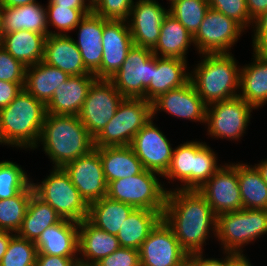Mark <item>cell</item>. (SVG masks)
<instances>
[{"instance_id":"obj_1","label":"cell","mask_w":267,"mask_h":266,"mask_svg":"<svg viewBox=\"0 0 267 266\" xmlns=\"http://www.w3.org/2000/svg\"><path fill=\"white\" fill-rule=\"evenodd\" d=\"M162 219L188 255L202 253L206 240L216 236V216L198 190L171 188L167 192Z\"/></svg>"},{"instance_id":"obj_2","label":"cell","mask_w":267,"mask_h":266,"mask_svg":"<svg viewBox=\"0 0 267 266\" xmlns=\"http://www.w3.org/2000/svg\"><path fill=\"white\" fill-rule=\"evenodd\" d=\"M52 162L53 168H63L67 163L90 152L94 138L78 116L46 113L37 146Z\"/></svg>"},{"instance_id":"obj_3","label":"cell","mask_w":267,"mask_h":266,"mask_svg":"<svg viewBox=\"0 0 267 266\" xmlns=\"http://www.w3.org/2000/svg\"><path fill=\"white\" fill-rule=\"evenodd\" d=\"M46 105L23 89L0 109V137L6 146L33 150L39 141Z\"/></svg>"},{"instance_id":"obj_4","label":"cell","mask_w":267,"mask_h":266,"mask_svg":"<svg viewBox=\"0 0 267 266\" xmlns=\"http://www.w3.org/2000/svg\"><path fill=\"white\" fill-rule=\"evenodd\" d=\"M202 56V57H201ZM190 81L208 106L239 95L240 65L232 53L203 54Z\"/></svg>"},{"instance_id":"obj_5","label":"cell","mask_w":267,"mask_h":266,"mask_svg":"<svg viewBox=\"0 0 267 266\" xmlns=\"http://www.w3.org/2000/svg\"><path fill=\"white\" fill-rule=\"evenodd\" d=\"M218 155L205 142L186 141L173 149L170 166L163 175L173 183L180 181L182 190H199L222 166Z\"/></svg>"},{"instance_id":"obj_6","label":"cell","mask_w":267,"mask_h":266,"mask_svg":"<svg viewBox=\"0 0 267 266\" xmlns=\"http://www.w3.org/2000/svg\"><path fill=\"white\" fill-rule=\"evenodd\" d=\"M267 235V210L242 209L216 217V238L222 252H231L247 258L243 248Z\"/></svg>"},{"instance_id":"obj_7","label":"cell","mask_w":267,"mask_h":266,"mask_svg":"<svg viewBox=\"0 0 267 266\" xmlns=\"http://www.w3.org/2000/svg\"><path fill=\"white\" fill-rule=\"evenodd\" d=\"M159 173L144 170L138 175L111 181L107 185V197L133 206L135 209L164 211L167 192Z\"/></svg>"},{"instance_id":"obj_8","label":"cell","mask_w":267,"mask_h":266,"mask_svg":"<svg viewBox=\"0 0 267 266\" xmlns=\"http://www.w3.org/2000/svg\"><path fill=\"white\" fill-rule=\"evenodd\" d=\"M152 117L151 102L143 98H123L114 117L94 138V147L130 146L137 132Z\"/></svg>"},{"instance_id":"obj_9","label":"cell","mask_w":267,"mask_h":266,"mask_svg":"<svg viewBox=\"0 0 267 266\" xmlns=\"http://www.w3.org/2000/svg\"><path fill=\"white\" fill-rule=\"evenodd\" d=\"M32 185L34 193L48 203L62 219L77 223L87 219L89 205L63 168L52 167V171L43 181H32Z\"/></svg>"},{"instance_id":"obj_10","label":"cell","mask_w":267,"mask_h":266,"mask_svg":"<svg viewBox=\"0 0 267 266\" xmlns=\"http://www.w3.org/2000/svg\"><path fill=\"white\" fill-rule=\"evenodd\" d=\"M254 107L239 95L207 106V134L217 139L239 141L246 134ZM207 124V125H206Z\"/></svg>"},{"instance_id":"obj_11","label":"cell","mask_w":267,"mask_h":266,"mask_svg":"<svg viewBox=\"0 0 267 266\" xmlns=\"http://www.w3.org/2000/svg\"><path fill=\"white\" fill-rule=\"evenodd\" d=\"M245 29L234 19L214 9L206 12L199 29L193 35L197 54H229Z\"/></svg>"},{"instance_id":"obj_12","label":"cell","mask_w":267,"mask_h":266,"mask_svg":"<svg viewBox=\"0 0 267 266\" xmlns=\"http://www.w3.org/2000/svg\"><path fill=\"white\" fill-rule=\"evenodd\" d=\"M154 70V54L151 49L133 45L121 68L110 80L124 98H143L150 85Z\"/></svg>"},{"instance_id":"obj_13","label":"cell","mask_w":267,"mask_h":266,"mask_svg":"<svg viewBox=\"0 0 267 266\" xmlns=\"http://www.w3.org/2000/svg\"><path fill=\"white\" fill-rule=\"evenodd\" d=\"M123 98L110 79L96 78L94 80L78 115L93 138L114 117Z\"/></svg>"},{"instance_id":"obj_14","label":"cell","mask_w":267,"mask_h":266,"mask_svg":"<svg viewBox=\"0 0 267 266\" xmlns=\"http://www.w3.org/2000/svg\"><path fill=\"white\" fill-rule=\"evenodd\" d=\"M139 257L141 266H184L188 263V254L163 219L142 243Z\"/></svg>"},{"instance_id":"obj_15","label":"cell","mask_w":267,"mask_h":266,"mask_svg":"<svg viewBox=\"0 0 267 266\" xmlns=\"http://www.w3.org/2000/svg\"><path fill=\"white\" fill-rule=\"evenodd\" d=\"M207 200L216 217L243 209L237 162L222 167L198 190Z\"/></svg>"},{"instance_id":"obj_16","label":"cell","mask_w":267,"mask_h":266,"mask_svg":"<svg viewBox=\"0 0 267 266\" xmlns=\"http://www.w3.org/2000/svg\"><path fill=\"white\" fill-rule=\"evenodd\" d=\"M154 118L134 136L130 147L142 162L145 170L164 175L173 156V149L166 135L154 124Z\"/></svg>"},{"instance_id":"obj_17","label":"cell","mask_w":267,"mask_h":266,"mask_svg":"<svg viewBox=\"0 0 267 266\" xmlns=\"http://www.w3.org/2000/svg\"><path fill=\"white\" fill-rule=\"evenodd\" d=\"M73 185L89 205L107 195V182L99 156V147L63 167Z\"/></svg>"},{"instance_id":"obj_18","label":"cell","mask_w":267,"mask_h":266,"mask_svg":"<svg viewBox=\"0 0 267 266\" xmlns=\"http://www.w3.org/2000/svg\"><path fill=\"white\" fill-rule=\"evenodd\" d=\"M169 9L156 0H135L127 20L134 45L153 49Z\"/></svg>"},{"instance_id":"obj_19","label":"cell","mask_w":267,"mask_h":266,"mask_svg":"<svg viewBox=\"0 0 267 266\" xmlns=\"http://www.w3.org/2000/svg\"><path fill=\"white\" fill-rule=\"evenodd\" d=\"M207 105L189 81L182 87L161 94L152 102L153 118L161 111L178 119L205 124Z\"/></svg>"},{"instance_id":"obj_20","label":"cell","mask_w":267,"mask_h":266,"mask_svg":"<svg viewBox=\"0 0 267 266\" xmlns=\"http://www.w3.org/2000/svg\"><path fill=\"white\" fill-rule=\"evenodd\" d=\"M101 79H110L121 68L134 45L127 21L104 19Z\"/></svg>"},{"instance_id":"obj_21","label":"cell","mask_w":267,"mask_h":266,"mask_svg":"<svg viewBox=\"0 0 267 266\" xmlns=\"http://www.w3.org/2000/svg\"><path fill=\"white\" fill-rule=\"evenodd\" d=\"M75 29H78V40L73 38V41L80 51L86 70L101 79L104 18L92 12L86 15Z\"/></svg>"},{"instance_id":"obj_22","label":"cell","mask_w":267,"mask_h":266,"mask_svg":"<svg viewBox=\"0 0 267 266\" xmlns=\"http://www.w3.org/2000/svg\"><path fill=\"white\" fill-rule=\"evenodd\" d=\"M95 79L94 74L70 76L55 89L53 97L46 104V113L78 116Z\"/></svg>"},{"instance_id":"obj_23","label":"cell","mask_w":267,"mask_h":266,"mask_svg":"<svg viewBox=\"0 0 267 266\" xmlns=\"http://www.w3.org/2000/svg\"><path fill=\"white\" fill-rule=\"evenodd\" d=\"M187 63V60L179 58L154 55V70L150 85L145 90V100L152 103L161 94L187 84L190 81Z\"/></svg>"},{"instance_id":"obj_24","label":"cell","mask_w":267,"mask_h":266,"mask_svg":"<svg viewBox=\"0 0 267 266\" xmlns=\"http://www.w3.org/2000/svg\"><path fill=\"white\" fill-rule=\"evenodd\" d=\"M79 223L61 219L47 227L35 242L37 254L78 257Z\"/></svg>"},{"instance_id":"obj_25","label":"cell","mask_w":267,"mask_h":266,"mask_svg":"<svg viewBox=\"0 0 267 266\" xmlns=\"http://www.w3.org/2000/svg\"><path fill=\"white\" fill-rule=\"evenodd\" d=\"M252 54L253 62L240 68L239 96L258 109L267 104V52Z\"/></svg>"},{"instance_id":"obj_26","label":"cell","mask_w":267,"mask_h":266,"mask_svg":"<svg viewBox=\"0 0 267 266\" xmlns=\"http://www.w3.org/2000/svg\"><path fill=\"white\" fill-rule=\"evenodd\" d=\"M121 246L115 235L92 225L87 219L79 223L78 263L93 266Z\"/></svg>"},{"instance_id":"obj_27","label":"cell","mask_w":267,"mask_h":266,"mask_svg":"<svg viewBox=\"0 0 267 266\" xmlns=\"http://www.w3.org/2000/svg\"><path fill=\"white\" fill-rule=\"evenodd\" d=\"M43 62L59 68L69 76L91 74L86 70L80 51L69 34L46 37Z\"/></svg>"},{"instance_id":"obj_28","label":"cell","mask_w":267,"mask_h":266,"mask_svg":"<svg viewBox=\"0 0 267 266\" xmlns=\"http://www.w3.org/2000/svg\"><path fill=\"white\" fill-rule=\"evenodd\" d=\"M46 7L38 1L16 7H1V34L28 30L49 35Z\"/></svg>"},{"instance_id":"obj_29","label":"cell","mask_w":267,"mask_h":266,"mask_svg":"<svg viewBox=\"0 0 267 266\" xmlns=\"http://www.w3.org/2000/svg\"><path fill=\"white\" fill-rule=\"evenodd\" d=\"M45 39L43 34L19 30L1 34L0 46L14 59L29 67L43 61Z\"/></svg>"},{"instance_id":"obj_30","label":"cell","mask_w":267,"mask_h":266,"mask_svg":"<svg viewBox=\"0 0 267 266\" xmlns=\"http://www.w3.org/2000/svg\"><path fill=\"white\" fill-rule=\"evenodd\" d=\"M99 156L107 184L121 178L142 173V162L130 146H107L99 148Z\"/></svg>"},{"instance_id":"obj_31","label":"cell","mask_w":267,"mask_h":266,"mask_svg":"<svg viewBox=\"0 0 267 266\" xmlns=\"http://www.w3.org/2000/svg\"><path fill=\"white\" fill-rule=\"evenodd\" d=\"M193 45V35L170 13L165 17L157 44L152 49L158 57L187 60L189 47Z\"/></svg>"},{"instance_id":"obj_32","label":"cell","mask_w":267,"mask_h":266,"mask_svg":"<svg viewBox=\"0 0 267 266\" xmlns=\"http://www.w3.org/2000/svg\"><path fill=\"white\" fill-rule=\"evenodd\" d=\"M70 76L59 68L43 61L26 67L24 89L45 105L53 97L55 89Z\"/></svg>"},{"instance_id":"obj_33","label":"cell","mask_w":267,"mask_h":266,"mask_svg":"<svg viewBox=\"0 0 267 266\" xmlns=\"http://www.w3.org/2000/svg\"><path fill=\"white\" fill-rule=\"evenodd\" d=\"M163 212L134 209L116 235L120 246L139 250L150 232L162 220Z\"/></svg>"},{"instance_id":"obj_34","label":"cell","mask_w":267,"mask_h":266,"mask_svg":"<svg viewBox=\"0 0 267 266\" xmlns=\"http://www.w3.org/2000/svg\"><path fill=\"white\" fill-rule=\"evenodd\" d=\"M134 209L131 205L106 196L89 204L87 220L95 227L116 236Z\"/></svg>"},{"instance_id":"obj_35","label":"cell","mask_w":267,"mask_h":266,"mask_svg":"<svg viewBox=\"0 0 267 266\" xmlns=\"http://www.w3.org/2000/svg\"><path fill=\"white\" fill-rule=\"evenodd\" d=\"M61 219L48 203L33 193L22 226L16 234L35 243L47 227L58 223Z\"/></svg>"},{"instance_id":"obj_36","label":"cell","mask_w":267,"mask_h":266,"mask_svg":"<svg viewBox=\"0 0 267 266\" xmlns=\"http://www.w3.org/2000/svg\"><path fill=\"white\" fill-rule=\"evenodd\" d=\"M237 177L243 209L267 210V185L258 170L247 163H237Z\"/></svg>"},{"instance_id":"obj_37","label":"cell","mask_w":267,"mask_h":266,"mask_svg":"<svg viewBox=\"0 0 267 266\" xmlns=\"http://www.w3.org/2000/svg\"><path fill=\"white\" fill-rule=\"evenodd\" d=\"M33 193L34 188L31 183L16 196L0 200V230L14 234L19 231Z\"/></svg>"},{"instance_id":"obj_38","label":"cell","mask_w":267,"mask_h":266,"mask_svg":"<svg viewBox=\"0 0 267 266\" xmlns=\"http://www.w3.org/2000/svg\"><path fill=\"white\" fill-rule=\"evenodd\" d=\"M169 13L192 35L196 33L209 9L208 0H172Z\"/></svg>"},{"instance_id":"obj_39","label":"cell","mask_w":267,"mask_h":266,"mask_svg":"<svg viewBox=\"0 0 267 266\" xmlns=\"http://www.w3.org/2000/svg\"><path fill=\"white\" fill-rule=\"evenodd\" d=\"M90 13H92V9H71L64 6L47 5L46 17L49 35H68ZM49 26H53L57 32L50 30Z\"/></svg>"},{"instance_id":"obj_40","label":"cell","mask_w":267,"mask_h":266,"mask_svg":"<svg viewBox=\"0 0 267 266\" xmlns=\"http://www.w3.org/2000/svg\"><path fill=\"white\" fill-rule=\"evenodd\" d=\"M16 162L3 160L0 162V200L16 196L25 190L32 179Z\"/></svg>"},{"instance_id":"obj_41","label":"cell","mask_w":267,"mask_h":266,"mask_svg":"<svg viewBox=\"0 0 267 266\" xmlns=\"http://www.w3.org/2000/svg\"><path fill=\"white\" fill-rule=\"evenodd\" d=\"M36 257L35 243L15 234L8 244L0 266H35Z\"/></svg>"},{"instance_id":"obj_42","label":"cell","mask_w":267,"mask_h":266,"mask_svg":"<svg viewBox=\"0 0 267 266\" xmlns=\"http://www.w3.org/2000/svg\"><path fill=\"white\" fill-rule=\"evenodd\" d=\"M133 0H92V12L106 20L127 21Z\"/></svg>"},{"instance_id":"obj_43","label":"cell","mask_w":267,"mask_h":266,"mask_svg":"<svg viewBox=\"0 0 267 266\" xmlns=\"http://www.w3.org/2000/svg\"><path fill=\"white\" fill-rule=\"evenodd\" d=\"M208 4L209 8L234 19L245 30L254 25L247 10L246 0H208Z\"/></svg>"},{"instance_id":"obj_44","label":"cell","mask_w":267,"mask_h":266,"mask_svg":"<svg viewBox=\"0 0 267 266\" xmlns=\"http://www.w3.org/2000/svg\"><path fill=\"white\" fill-rule=\"evenodd\" d=\"M26 66L0 46V81L25 83Z\"/></svg>"},{"instance_id":"obj_45","label":"cell","mask_w":267,"mask_h":266,"mask_svg":"<svg viewBox=\"0 0 267 266\" xmlns=\"http://www.w3.org/2000/svg\"><path fill=\"white\" fill-rule=\"evenodd\" d=\"M93 266H141L139 250L120 247L107 257L100 259Z\"/></svg>"},{"instance_id":"obj_46","label":"cell","mask_w":267,"mask_h":266,"mask_svg":"<svg viewBox=\"0 0 267 266\" xmlns=\"http://www.w3.org/2000/svg\"><path fill=\"white\" fill-rule=\"evenodd\" d=\"M222 258H205L202 253L188 255V262L191 266H235L242 258L231 252H222Z\"/></svg>"},{"instance_id":"obj_47","label":"cell","mask_w":267,"mask_h":266,"mask_svg":"<svg viewBox=\"0 0 267 266\" xmlns=\"http://www.w3.org/2000/svg\"><path fill=\"white\" fill-rule=\"evenodd\" d=\"M252 28L253 50L267 52V11L254 21Z\"/></svg>"},{"instance_id":"obj_48","label":"cell","mask_w":267,"mask_h":266,"mask_svg":"<svg viewBox=\"0 0 267 266\" xmlns=\"http://www.w3.org/2000/svg\"><path fill=\"white\" fill-rule=\"evenodd\" d=\"M25 83L0 81V109L9 105L24 89Z\"/></svg>"},{"instance_id":"obj_49","label":"cell","mask_w":267,"mask_h":266,"mask_svg":"<svg viewBox=\"0 0 267 266\" xmlns=\"http://www.w3.org/2000/svg\"><path fill=\"white\" fill-rule=\"evenodd\" d=\"M78 257L37 254L35 266H76Z\"/></svg>"},{"instance_id":"obj_50","label":"cell","mask_w":267,"mask_h":266,"mask_svg":"<svg viewBox=\"0 0 267 266\" xmlns=\"http://www.w3.org/2000/svg\"><path fill=\"white\" fill-rule=\"evenodd\" d=\"M246 5L253 22L267 11V0H246Z\"/></svg>"},{"instance_id":"obj_51","label":"cell","mask_w":267,"mask_h":266,"mask_svg":"<svg viewBox=\"0 0 267 266\" xmlns=\"http://www.w3.org/2000/svg\"><path fill=\"white\" fill-rule=\"evenodd\" d=\"M47 4L64 6L71 9H92V0H48Z\"/></svg>"},{"instance_id":"obj_52","label":"cell","mask_w":267,"mask_h":266,"mask_svg":"<svg viewBox=\"0 0 267 266\" xmlns=\"http://www.w3.org/2000/svg\"><path fill=\"white\" fill-rule=\"evenodd\" d=\"M14 235L15 234H13V232L0 230V263H1L2 257L4 256L7 250L10 240Z\"/></svg>"},{"instance_id":"obj_53","label":"cell","mask_w":267,"mask_h":266,"mask_svg":"<svg viewBox=\"0 0 267 266\" xmlns=\"http://www.w3.org/2000/svg\"><path fill=\"white\" fill-rule=\"evenodd\" d=\"M37 2L36 0H0L1 7H16Z\"/></svg>"},{"instance_id":"obj_54","label":"cell","mask_w":267,"mask_h":266,"mask_svg":"<svg viewBox=\"0 0 267 266\" xmlns=\"http://www.w3.org/2000/svg\"><path fill=\"white\" fill-rule=\"evenodd\" d=\"M253 166L258 170L261 177L263 178V181L267 185V158L264 160L262 159L261 162H259L258 164H255Z\"/></svg>"},{"instance_id":"obj_55","label":"cell","mask_w":267,"mask_h":266,"mask_svg":"<svg viewBox=\"0 0 267 266\" xmlns=\"http://www.w3.org/2000/svg\"><path fill=\"white\" fill-rule=\"evenodd\" d=\"M235 266H254L249 261V258H242Z\"/></svg>"},{"instance_id":"obj_56","label":"cell","mask_w":267,"mask_h":266,"mask_svg":"<svg viewBox=\"0 0 267 266\" xmlns=\"http://www.w3.org/2000/svg\"><path fill=\"white\" fill-rule=\"evenodd\" d=\"M0 37H1V7H0Z\"/></svg>"},{"instance_id":"obj_57","label":"cell","mask_w":267,"mask_h":266,"mask_svg":"<svg viewBox=\"0 0 267 266\" xmlns=\"http://www.w3.org/2000/svg\"><path fill=\"white\" fill-rule=\"evenodd\" d=\"M2 144L4 145V143L2 142V139H1V137H0V145H2Z\"/></svg>"},{"instance_id":"obj_58","label":"cell","mask_w":267,"mask_h":266,"mask_svg":"<svg viewBox=\"0 0 267 266\" xmlns=\"http://www.w3.org/2000/svg\"><path fill=\"white\" fill-rule=\"evenodd\" d=\"M184 266H191V265H190V263L188 262V263H186Z\"/></svg>"}]
</instances>
